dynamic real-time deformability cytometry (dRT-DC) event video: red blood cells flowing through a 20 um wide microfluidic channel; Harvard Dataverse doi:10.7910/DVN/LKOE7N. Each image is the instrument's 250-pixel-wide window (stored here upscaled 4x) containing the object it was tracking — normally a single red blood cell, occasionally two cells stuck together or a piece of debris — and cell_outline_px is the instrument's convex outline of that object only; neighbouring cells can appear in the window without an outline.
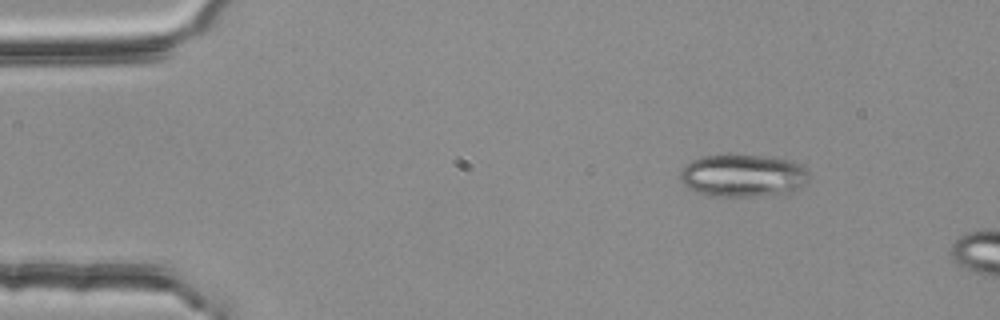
{"species": "common noctule bat (a hibernating species)", "species_latin": "Nyctalus noctula", "temperature_condition": "room temperature", "stored_images_in_passage": 2, "camera_frame_rate_fps": 3000, "um_per_image_px": 0.085, "animal": {"sex": "female", "body_mass_g": 25.1}, "frame": {"image": 1, "passage_image": 1, "time_ms": 0.0, "image_size_px": [1000, 320], "cell_outline_px": [[808, 180], [804, 184], [792, 192], [784, 196], [708, 196], [696, 192], [688, 188], [680, 180], [680, 168], [684, 164], [700, 156], [724, 152], [764, 156], [788, 160], [808, 168]], "centroid_in_image_um": [63.12, 14.91], "position_along_channel_um": 21.9, "area_um2": 33.23}}